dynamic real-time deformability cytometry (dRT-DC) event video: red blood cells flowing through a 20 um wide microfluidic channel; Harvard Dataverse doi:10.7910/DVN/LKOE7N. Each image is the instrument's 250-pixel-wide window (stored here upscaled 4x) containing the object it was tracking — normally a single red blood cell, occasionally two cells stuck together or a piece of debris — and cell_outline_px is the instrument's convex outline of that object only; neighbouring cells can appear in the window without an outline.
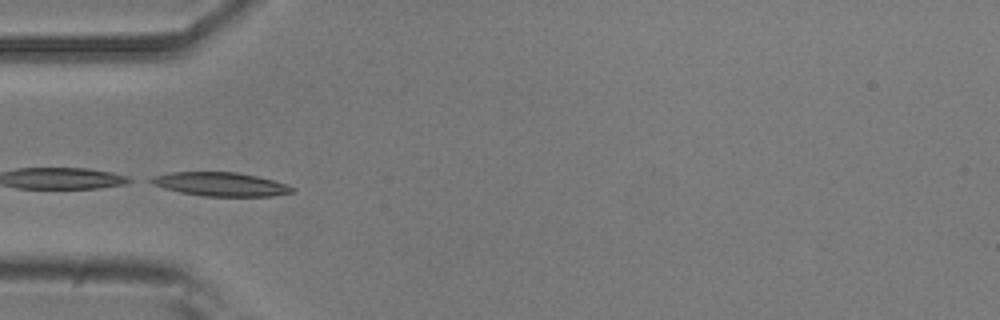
{"species": "common noctule bat (a hibernating species)", "species_latin": "Nyctalus noctula", "temperature_condition": "room temperature", "stored_images_in_passage": 6, "camera_frame_rate_fps": 3000, "um_per_image_px": 0.085, "animal": {"sex": "male", "body_mass_g": 20.5, "forearm_length_mm": 52.5}, "frame": {"image": 1, "passage_image": 5, "time_ms": 1.333, "image_size_px": [1000, 320], "cell_outline_px": [[296, 192], [272, 196], [204, 196], [180, 192], [164, 188], [152, 184], [144, 180], [152, 176], [172, 172], [236, 172], [256, 176], [272, 180], [296, 188]], "centroid_in_image_um": [18.71, 15.66], "position_along_channel_um": 66.3, "area_um2": 19.59}}